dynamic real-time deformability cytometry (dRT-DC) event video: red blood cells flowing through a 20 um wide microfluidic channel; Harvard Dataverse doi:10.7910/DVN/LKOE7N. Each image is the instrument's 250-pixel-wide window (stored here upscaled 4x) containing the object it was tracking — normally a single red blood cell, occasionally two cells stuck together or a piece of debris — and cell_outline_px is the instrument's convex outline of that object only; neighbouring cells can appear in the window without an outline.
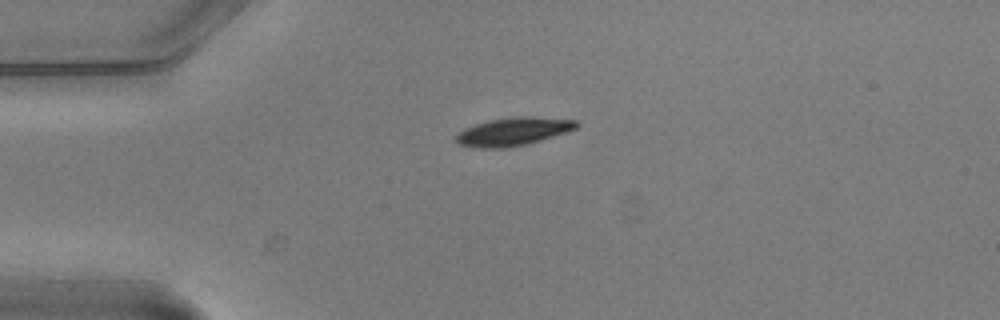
{"species": "common noctule bat (a hibernating species)", "species_latin": "Nyctalus noctula", "temperature_condition": "warm", "stored_images_in_passage": 1, "camera_frame_rate_fps": 3000, "um_per_image_px": 0.085, "animal": {"sex": "male", "body_mass_g": 20.5, "forearm_length_mm": 52.5}, "frame": {"image": 1, "passage_image": 1, "time_ms": 0.0, "image_size_px": [1000, 320], "cell_outline_px": [[580, 124], [576, 128], [540, 140], [524, 144], [504, 148], [480, 148], [460, 144], [456, 140], [456, 136], [464, 128], [488, 120], [524, 116], [532, 116], [576, 120]], "centroid_in_image_um": [43.63, 11.17], "position_along_channel_um": 41.4, "area_um2": 19.31}}